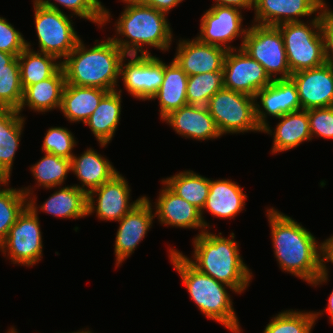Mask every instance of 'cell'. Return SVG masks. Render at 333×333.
Returning a JSON list of instances; mask_svg holds the SVG:
<instances>
[{
	"label": "cell",
	"mask_w": 333,
	"mask_h": 333,
	"mask_svg": "<svg viewBox=\"0 0 333 333\" xmlns=\"http://www.w3.org/2000/svg\"><path fill=\"white\" fill-rule=\"evenodd\" d=\"M266 211L279 268L311 285L321 273L322 243L292 217L274 207Z\"/></svg>",
	"instance_id": "6da1fadb"
},
{
	"label": "cell",
	"mask_w": 333,
	"mask_h": 333,
	"mask_svg": "<svg viewBox=\"0 0 333 333\" xmlns=\"http://www.w3.org/2000/svg\"><path fill=\"white\" fill-rule=\"evenodd\" d=\"M120 1L126 6L114 23L115 44L126 55H152L148 47L169 51L174 38L167 14L137 0Z\"/></svg>",
	"instance_id": "7a4b0ae2"
},
{
	"label": "cell",
	"mask_w": 333,
	"mask_h": 333,
	"mask_svg": "<svg viewBox=\"0 0 333 333\" xmlns=\"http://www.w3.org/2000/svg\"><path fill=\"white\" fill-rule=\"evenodd\" d=\"M194 253L192 258L180 252L186 260L198 271L234 288L241 295L248 288L253 279L251 269L243 262L239 243L235 234L229 237L222 233L213 234L205 230L193 238Z\"/></svg>",
	"instance_id": "3957f363"
},
{
	"label": "cell",
	"mask_w": 333,
	"mask_h": 333,
	"mask_svg": "<svg viewBox=\"0 0 333 333\" xmlns=\"http://www.w3.org/2000/svg\"><path fill=\"white\" fill-rule=\"evenodd\" d=\"M88 47L80 39L74 50L61 62L66 83L109 92L117 90L120 64L126 54L110 37L106 41L95 40L94 45L90 49Z\"/></svg>",
	"instance_id": "277c9868"
},
{
	"label": "cell",
	"mask_w": 333,
	"mask_h": 333,
	"mask_svg": "<svg viewBox=\"0 0 333 333\" xmlns=\"http://www.w3.org/2000/svg\"><path fill=\"white\" fill-rule=\"evenodd\" d=\"M169 259L180 275L192 301L200 312L210 320L223 325L233 333H242L241 326L228 293L236 290L198 271L175 248H169Z\"/></svg>",
	"instance_id": "5b68a950"
},
{
	"label": "cell",
	"mask_w": 333,
	"mask_h": 333,
	"mask_svg": "<svg viewBox=\"0 0 333 333\" xmlns=\"http://www.w3.org/2000/svg\"><path fill=\"white\" fill-rule=\"evenodd\" d=\"M312 18L307 22L284 23L277 26L284 39L292 74L321 66L326 62L321 31V12Z\"/></svg>",
	"instance_id": "8992f818"
},
{
	"label": "cell",
	"mask_w": 333,
	"mask_h": 333,
	"mask_svg": "<svg viewBox=\"0 0 333 333\" xmlns=\"http://www.w3.org/2000/svg\"><path fill=\"white\" fill-rule=\"evenodd\" d=\"M207 108L222 136L262 133L256 119L255 97L223 88L210 98Z\"/></svg>",
	"instance_id": "52a82bcc"
},
{
	"label": "cell",
	"mask_w": 333,
	"mask_h": 333,
	"mask_svg": "<svg viewBox=\"0 0 333 333\" xmlns=\"http://www.w3.org/2000/svg\"><path fill=\"white\" fill-rule=\"evenodd\" d=\"M34 5V23L38 38L37 51L55 56L62 62L81 39L74 28L71 14Z\"/></svg>",
	"instance_id": "ba28073f"
},
{
	"label": "cell",
	"mask_w": 333,
	"mask_h": 333,
	"mask_svg": "<svg viewBox=\"0 0 333 333\" xmlns=\"http://www.w3.org/2000/svg\"><path fill=\"white\" fill-rule=\"evenodd\" d=\"M244 49L258 61L272 80L290 79L283 36L277 26L252 23L244 38Z\"/></svg>",
	"instance_id": "9c48e42d"
},
{
	"label": "cell",
	"mask_w": 333,
	"mask_h": 333,
	"mask_svg": "<svg viewBox=\"0 0 333 333\" xmlns=\"http://www.w3.org/2000/svg\"><path fill=\"white\" fill-rule=\"evenodd\" d=\"M40 228L38 213L27 206L0 244V252L12 264L26 267L38 264L42 259L44 246Z\"/></svg>",
	"instance_id": "30bf717a"
},
{
	"label": "cell",
	"mask_w": 333,
	"mask_h": 333,
	"mask_svg": "<svg viewBox=\"0 0 333 333\" xmlns=\"http://www.w3.org/2000/svg\"><path fill=\"white\" fill-rule=\"evenodd\" d=\"M163 77L164 61L156 55H126L121 61L120 79L124 88L139 100H151L160 88Z\"/></svg>",
	"instance_id": "8fae6325"
},
{
	"label": "cell",
	"mask_w": 333,
	"mask_h": 333,
	"mask_svg": "<svg viewBox=\"0 0 333 333\" xmlns=\"http://www.w3.org/2000/svg\"><path fill=\"white\" fill-rule=\"evenodd\" d=\"M242 11L232 7L212 5L200 20V32L196 38L206 44L217 45L227 50L242 48L249 26L243 27ZM243 27V28H242ZM241 38V44L233 47L231 43Z\"/></svg>",
	"instance_id": "7c38bea8"
},
{
	"label": "cell",
	"mask_w": 333,
	"mask_h": 333,
	"mask_svg": "<svg viewBox=\"0 0 333 333\" xmlns=\"http://www.w3.org/2000/svg\"><path fill=\"white\" fill-rule=\"evenodd\" d=\"M130 192L128 181L117 173L87 194V215L96 213L99 220L118 222L145 197L143 195L130 202Z\"/></svg>",
	"instance_id": "4fadbf2b"
},
{
	"label": "cell",
	"mask_w": 333,
	"mask_h": 333,
	"mask_svg": "<svg viewBox=\"0 0 333 333\" xmlns=\"http://www.w3.org/2000/svg\"><path fill=\"white\" fill-rule=\"evenodd\" d=\"M224 88L255 97L273 80L244 49L228 50L223 66Z\"/></svg>",
	"instance_id": "5bb4252c"
},
{
	"label": "cell",
	"mask_w": 333,
	"mask_h": 333,
	"mask_svg": "<svg viewBox=\"0 0 333 333\" xmlns=\"http://www.w3.org/2000/svg\"><path fill=\"white\" fill-rule=\"evenodd\" d=\"M152 204L154 203L145 195L137 206L118 221L114 243L115 267L118 268L134 253L152 228L155 218Z\"/></svg>",
	"instance_id": "9a60e30c"
},
{
	"label": "cell",
	"mask_w": 333,
	"mask_h": 333,
	"mask_svg": "<svg viewBox=\"0 0 333 333\" xmlns=\"http://www.w3.org/2000/svg\"><path fill=\"white\" fill-rule=\"evenodd\" d=\"M325 0H253L252 23L279 26L284 23L303 22V17L318 15ZM301 17V18H300Z\"/></svg>",
	"instance_id": "2e32d148"
},
{
	"label": "cell",
	"mask_w": 333,
	"mask_h": 333,
	"mask_svg": "<svg viewBox=\"0 0 333 333\" xmlns=\"http://www.w3.org/2000/svg\"><path fill=\"white\" fill-rule=\"evenodd\" d=\"M290 79L296 85L301 109L333 106V66H321L293 73Z\"/></svg>",
	"instance_id": "e0dca14e"
},
{
	"label": "cell",
	"mask_w": 333,
	"mask_h": 333,
	"mask_svg": "<svg viewBox=\"0 0 333 333\" xmlns=\"http://www.w3.org/2000/svg\"><path fill=\"white\" fill-rule=\"evenodd\" d=\"M255 109L257 123L261 129L270 123L267 120L268 116L277 119L284 114L302 110L296 85L291 79L273 80L257 92Z\"/></svg>",
	"instance_id": "ac0fdd59"
},
{
	"label": "cell",
	"mask_w": 333,
	"mask_h": 333,
	"mask_svg": "<svg viewBox=\"0 0 333 333\" xmlns=\"http://www.w3.org/2000/svg\"><path fill=\"white\" fill-rule=\"evenodd\" d=\"M176 53L173 60L188 75L223 71L227 49L200 42L193 39H181L177 41Z\"/></svg>",
	"instance_id": "d6986e66"
},
{
	"label": "cell",
	"mask_w": 333,
	"mask_h": 333,
	"mask_svg": "<svg viewBox=\"0 0 333 333\" xmlns=\"http://www.w3.org/2000/svg\"><path fill=\"white\" fill-rule=\"evenodd\" d=\"M31 186L22 187L27 196L28 207L34 212H44L61 219H79L87 215V194L74 185L58 186L49 198L40 205L36 204L37 196ZM33 196V197H32ZM36 196V197H35ZM38 206V207H37ZM40 209V211H38Z\"/></svg>",
	"instance_id": "ffe728a7"
},
{
	"label": "cell",
	"mask_w": 333,
	"mask_h": 333,
	"mask_svg": "<svg viewBox=\"0 0 333 333\" xmlns=\"http://www.w3.org/2000/svg\"><path fill=\"white\" fill-rule=\"evenodd\" d=\"M163 187L160 189L154 206L152 205L154 217L162 225L175 228L200 229L202 234L206 228L201 218V212L194 205L190 204L175 194L162 180Z\"/></svg>",
	"instance_id": "44dd1931"
},
{
	"label": "cell",
	"mask_w": 333,
	"mask_h": 333,
	"mask_svg": "<svg viewBox=\"0 0 333 333\" xmlns=\"http://www.w3.org/2000/svg\"><path fill=\"white\" fill-rule=\"evenodd\" d=\"M162 121L182 138L208 141L222 136L207 106L186 105L172 111Z\"/></svg>",
	"instance_id": "7402d4cb"
},
{
	"label": "cell",
	"mask_w": 333,
	"mask_h": 333,
	"mask_svg": "<svg viewBox=\"0 0 333 333\" xmlns=\"http://www.w3.org/2000/svg\"><path fill=\"white\" fill-rule=\"evenodd\" d=\"M247 194L237 182L232 179H210L208 197L201 212V218L206 230L210 224L204 219V211L221 219H234L245 210Z\"/></svg>",
	"instance_id": "603a6c76"
},
{
	"label": "cell",
	"mask_w": 333,
	"mask_h": 333,
	"mask_svg": "<svg viewBox=\"0 0 333 333\" xmlns=\"http://www.w3.org/2000/svg\"><path fill=\"white\" fill-rule=\"evenodd\" d=\"M277 119L280 122L277 123L275 128L267 124L262 129L264 134L273 135L272 154L286 152L312 140L307 110L302 109L287 113Z\"/></svg>",
	"instance_id": "cb8c5ba5"
},
{
	"label": "cell",
	"mask_w": 333,
	"mask_h": 333,
	"mask_svg": "<svg viewBox=\"0 0 333 333\" xmlns=\"http://www.w3.org/2000/svg\"><path fill=\"white\" fill-rule=\"evenodd\" d=\"M71 172L81 182V185L74 184V186L86 194L119 173L112 162L91 147L85 149L80 156L75 154L72 156Z\"/></svg>",
	"instance_id": "d4e9b609"
},
{
	"label": "cell",
	"mask_w": 333,
	"mask_h": 333,
	"mask_svg": "<svg viewBox=\"0 0 333 333\" xmlns=\"http://www.w3.org/2000/svg\"><path fill=\"white\" fill-rule=\"evenodd\" d=\"M65 83V73L61 66L51 77L23 90L22 101L17 111L21 114L25 107L44 114L54 109L59 110Z\"/></svg>",
	"instance_id": "484cf974"
},
{
	"label": "cell",
	"mask_w": 333,
	"mask_h": 333,
	"mask_svg": "<svg viewBox=\"0 0 333 333\" xmlns=\"http://www.w3.org/2000/svg\"><path fill=\"white\" fill-rule=\"evenodd\" d=\"M122 89L108 92L84 123L91 130L100 147H106L115 135L121 119Z\"/></svg>",
	"instance_id": "4316f807"
},
{
	"label": "cell",
	"mask_w": 333,
	"mask_h": 333,
	"mask_svg": "<svg viewBox=\"0 0 333 333\" xmlns=\"http://www.w3.org/2000/svg\"><path fill=\"white\" fill-rule=\"evenodd\" d=\"M108 92L100 88L65 83L59 110L67 121L84 124Z\"/></svg>",
	"instance_id": "83f0119b"
},
{
	"label": "cell",
	"mask_w": 333,
	"mask_h": 333,
	"mask_svg": "<svg viewBox=\"0 0 333 333\" xmlns=\"http://www.w3.org/2000/svg\"><path fill=\"white\" fill-rule=\"evenodd\" d=\"M26 118L17 110L0 108V174L10 180Z\"/></svg>",
	"instance_id": "f1b7e54d"
},
{
	"label": "cell",
	"mask_w": 333,
	"mask_h": 333,
	"mask_svg": "<svg viewBox=\"0 0 333 333\" xmlns=\"http://www.w3.org/2000/svg\"><path fill=\"white\" fill-rule=\"evenodd\" d=\"M188 75L182 70L176 61L164 63V77L160 88L151 100L159 102V114L162 120L172 111L188 105L186 90Z\"/></svg>",
	"instance_id": "f546056e"
},
{
	"label": "cell",
	"mask_w": 333,
	"mask_h": 333,
	"mask_svg": "<svg viewBox=\"0 0 333 333\" xmlns=\"http://www.w3.org/2000/svg\"><path fill=\"white\" fill-rule=\"evenodd\" d=\"M31 46L26 40V48L17 57L23 90L51 77L61 67L55 56L35 51Z\"/></svg>",
	"instance_id": "4dcf8cb0"
},
{
	"label": "cell",
	"mask_w": 333,
	"mask_h": 333,
	"mask_svg": "<svg viewBox=\"0 0 333 333\" xmlns=\"http://www.w3.org/2000/svg\"><path fill=\"white\" fill-rule=\"evenodd\" d=\"M162 181L178 196L194 205L200 211L208 197L210 178L192 170L175 173Z\"/></svg>",
	"instance_id": "1f68e13d"
},
{
	"label": "cell",
	"mask_w": 333,
	"mask_h": 333,
	"mask_svg": "<svg viewBox=\"0 0 333 333\" xmlns=\"http://www.w3.org/2000/svg\"><path fill=\"white\" fill-rule=\"evenodd\" d=\"M44 154L39 161L30 167L35 183L37 182L36 187L51 190L63 186L68 173L71 172V160L50 153Z\"/></svg>",
	"instance_id": "d6a6232c"
},
{
	"label": "cell",
	"mask_w": 333,
	"mask_h": 333,
	"mask_svg": "<svg viewBox=\"0 0 333 333\" xmlns=\"http://www.w3.org/2000/svg\"><path fill=\"white\" fill-rule=\"evenodd\" d=\"M33 0V4H37L43 7L51 8L63 12L59 8L63 6L67 10L71 11L72 16L80 17L85 20L98 25V28L111 22L112 18L110 10L102 5L100 0ZM111 17V18H110Z\"/></svg>",
	"instance_id": "836d02e7"
},
{
	"label": "cell",
	"mask_w": 333,
	"mask_h": 333,
	"mask_svg": "<svg viewBox=\"0 0 333 333\" xmlns=\"http://www.w3.org/2000/svg\"><path fill=\"white\" fill-rule=\"evenodd\" d=\"M9 182L7 180L0 186V244L5 240L17 217L28 205L27 196L21 188H8Z\"/></svg>",
	"instance_id": "e575fe53"
},
{
	"label": "cell",
	"mask_w": 333,
	"mask_h": 333,
	"mask_svg": "<svg viewBox=\"0 0 333 333\" xmlns=\"http://www.w3.org/2000/svg\"><path fill=\"white\" fill-rule=\"evenodd\" d=\"M315 324L314 311L283 310L271 318L262 333H311Z\"/></svg>",
	"instance_id": "d590c367"
},
{
	"label": "cell",
	"mask_w": 333,
	"mask_h": 333,
	"mask_svg": "<svg viewBox=\"0 0 333 333\" xmlns=\"http://www.w3.org/2000/svg\"><path fill=\"white\" fill-rule=\"evenodd\" d=\"M223 88V71L188 76L187 103L188 105L207 106L210 98Z\"/></svg>",
	"instance_id": "8d00e7d4"
},
{
	"label": "cell",
	"mask_w": 333,
	"mask_h": 333,
	"mask_svg": "<svg viewBox=\"0 0 333 333\" xmlns=\"http://www.w3.org/2000/svg\"><path fill=\"white\" fill-rule=\"evenodd\" d=\"M22 97L20 67L16 57L10 63V71L0 72V108L18 110Z\"/></svg>",
	"instance_id": "74e56055"
},
{
	"label": "cell",
	"mask_w": 333,
	"mask_h": 333,
	"mask_svg": "<svg viewBox=\"0 0 333 333\" xmlns=\"http://www.w3.org/2000/svg\"><path fill=\"white\" fill-rule=\"evenodd\" d=\"M77 146L74 134L65 127H50L44 136L41 152L72 159Z\"/></svg>",
	"instance_id": "f35d334b"
},
{
	"label": "cell",
	"mask_w": 333,
	"mask_h": 333,
	"mask_svg": "<svg viewBox=\"0 0 333 333\" xmlns=\"http://www.w3.org/2000/svg\"><path fill=\"white\" fill-rule=\"evenodd\" d=\"M311 138L333 139V106L308 109Z\"/></svg>",
	"instance_id": "ab89813d"
},
{
	"label": "cell",
	"mask_w": 333,
	"mask_h": 333,
	"mask_svg": "<svg viewBox=\"0 0 333 333\" xmlns=\"http://www.w3.org/2000/svg\"><path fill=\"white\" fill-rule=\"evenodd\" d=\"M26 48V40L19 30L0 17V51L14 54L16 57Z\"/></svg>",
	"instance_id": "60d3db41"
},
{
	"label": "cell",
	"mask_w": 333,
	"mask_h": 333,
	"mask_svg": "<svg viewBox=\"0 0 333 333\" xmlns=\"http://www.w3.org/2000/svg\"><path fill=\"white\" fill-rule=\"evenodd\" d=\"M321 31L324 39L325 61L333 66V10L327 4L321 10Z\"/></svg>",
	"instance_id": "b9f144b4"
},
{
	"label": "cell",
	"mask_w": 333,
	"mask_h": 333,
	"mask_svg": "<svg viewBox=\"0 0 333 333\" xmlns=\"http://www.w3.org/2000/svg\"><path fill=\"white\" fill-rule=\"evenodd\" d=\"M322 243L321 250V262L322 268L321 273L316 277L315 281L311 284V286L317 287L318 285H323L329 279V271L326 263L331 262L333 264V235L326 238Z\"/></svg>",
	"instance_id": "7bdbcfd3"
},
{
	"label": "cell",
	"mask_w": 333,
	"mask_h": 333,
	"mask_svg": "<svg viewBox=\"0 0 333 333\" xmlns=\"http://www.w3.org/2000/svg\"><path fill=\"white\" fill-rule=\"evenodd\" d=\"M144 5L152 6L153 8L169 14L173 8L177 7L183 0H137Z\"/></svg>",
	"instance_id": "ee69618b"
},
{
	"label": "cell",
	"mask_w": 333,
	"mask_h": 333,
	"mask_svg": "<svg viewBox=\"0 0 333 333\" xmlns=\"http://www.w3.org/2000/svg\"><path fill=\"white\" fill-rule=\"evenodd\" d=\"M213 5L232 7L239 10L253 9V0H214Z\"/></svg>",
	"instance_id": "f6af8a7d"
},
{
	"label": "cell",
	"mask_w": 333,
	"mask_h": 333,
	"mask_svg": "<svg viewBox=\"0 0 333 333\" xmlns=\"http://www.w3.org/2000/svg\"><path fill=\"white\" fill-rule=\"evenodd\" d=\"M327 301H328V303H327L325 310H323V311L319 310L320 312L314 311L315 321H317V319L319 317H322L323 313L326 312L329 314V321L331 322V324H333V290L331 291Z\"/></svg>",
	"instance_id": "bcb514c9"
},
{
	"label": "cell",
	"mask_w": 333,
	"mask_h": 333,
	"mask_svg": "<svg viewBox=\"0 0 333 333\" xmlns=\"http://www.w3.org/2000/svg\"><path fill=\"white\" fill-rule=\"evenodd\" d=\"M16 58L14 54L0 51V72L10 71V63Z\"/></svg>",
	"instance_id": "7dc6e473"
},
{
	"label": "cell",
	"mask_w": 333,
	"mask_h": 333,
	"mask_svg": "<svg viewBox=\"0 0 333 333\" xmlns=\"http://www.w3.org/2000/svg\"><path fill=\"white\" fill-rule=\"evenodd\" d=\"M71 333H94V332H92V331L89 330V329L87 330V329L84 328L83 330L80 329V331L77 330L76 332H71Z\"/></svg>",
	"instance_id": "c3c4849f"
},
{
	"label": "cell",
	"mask_w": 333,
	"mask_h": 333,
	"mask_svg": "<svg viewBox=\"0 0 333 333\" xmlns=\"http://www.w3.org/2000/svg\"><path fill=\"white\" fill-rule=\"evenodd\" d=\"M7 180L0 174V186H2Z\"/></svg>",
	"instance_id": "681fc988"
},
{
	"label": "cell",
	"mask_w": 333,
	"mask_h": 333,
	"mask_svg": "<svg viewBox=\"0 0 333 333\" xmlns=\"http://www.w3.org/2000/svg\"><path fill=\"white\" fill-rule=\"evenodd\" d=\"M6 333H18V331L15 329V327H10L9 331Z\"/></svg>",
	"instance_id": "f907efd6"
}]
</instances>
